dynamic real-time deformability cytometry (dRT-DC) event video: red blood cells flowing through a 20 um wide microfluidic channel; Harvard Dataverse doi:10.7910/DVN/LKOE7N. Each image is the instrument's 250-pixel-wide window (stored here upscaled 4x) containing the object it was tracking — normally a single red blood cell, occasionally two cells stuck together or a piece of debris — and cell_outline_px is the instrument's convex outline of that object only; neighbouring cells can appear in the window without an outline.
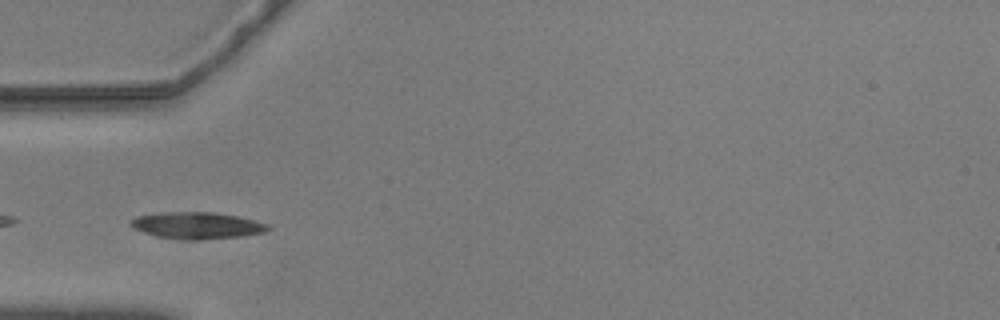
{"species": "common noctule bat (a hibernating species)", "species_latin": "Nyctalus noctula", "temperature_condition": "warm", "stored_images_in_passage": 41, "camera_frame_rate_fps": 3000, "um_per_image_px": 0.085, "animal": {"sex": "male", "body_mass_g": 20.5, "forearm_length_mm": 52.5}, "frame": {"image": 1, "passage_image": 2, "time_ms": 0.333, "image_size_px": [1000, 320], "cell_outline_px": [[272, 228], [268, 232], [244, 236], [200, 240], [176, 240], [156, 236], [144, 232], [128, 224], [128, 220], [136, 216], [160, 212], [216, 212], [256, 220], [268, 224]], "centroid_in_image_um": [16.77, 19.17], "position_along_channel_um": 68.2, "area_um2": 21.85}}
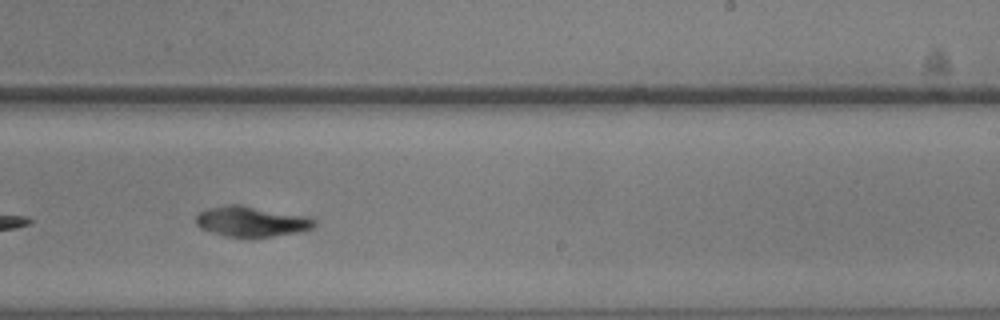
{"frame": {"image": 2, "passage_image": 19, "time_ms": 6.0, "image_size_px": [1000, 320], "cell_outline_px": [[316, 224], [312, 228], [300, 232], [272, 236], [228, 236], [212, 232], [200, 228], [196, 224], [196, 216], [200, 212], [208, 208], [224, 204], [240, 204], [308, 216], [316, 220]], "centroid_in_image_um": [21.38, 18.8], "position_along_channel_um": 267.6, "area_um2": 20.87}}
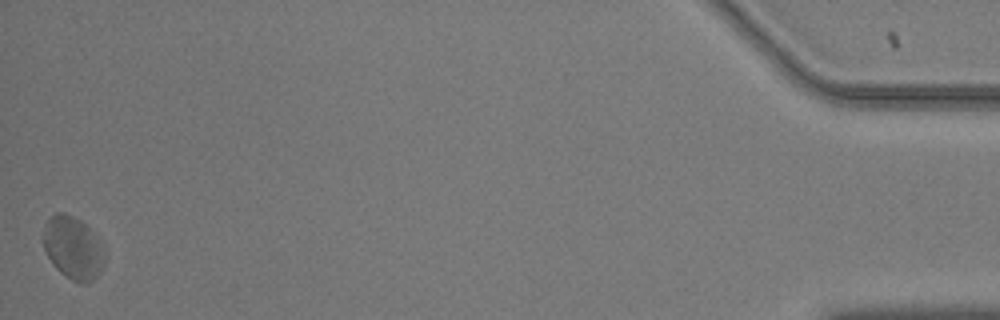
{"frame": {"image": 3, "passage_image": 41, "time_ms": 13.333, "image_size_px": [1000, 320], "cell_outline_px": [[104, 264], [100, 272], [88, 284], [80, 284], [72, 280], [60, 272], [56, 268], [48, 256], [44, 248], [44, 232], [48, 216], [56, 212], [64, 212], [88, 224], [104, 244]], "centroid_in_image_um": [6.25, 21.05], "position_along_channel_um": 428.9, "area_um2": 22.77}, "authors_computed_cell_mechanics": {"area_um2": 20.6924, "velocity_mm_per_s": 3.5003, "shape_relaxation_time_tau1_ms": 5.5552, "shape_relaxation_time_tau2_ms": null, "deformation_change_tau1": 0.1525, "deformation_change_tau2": null}}